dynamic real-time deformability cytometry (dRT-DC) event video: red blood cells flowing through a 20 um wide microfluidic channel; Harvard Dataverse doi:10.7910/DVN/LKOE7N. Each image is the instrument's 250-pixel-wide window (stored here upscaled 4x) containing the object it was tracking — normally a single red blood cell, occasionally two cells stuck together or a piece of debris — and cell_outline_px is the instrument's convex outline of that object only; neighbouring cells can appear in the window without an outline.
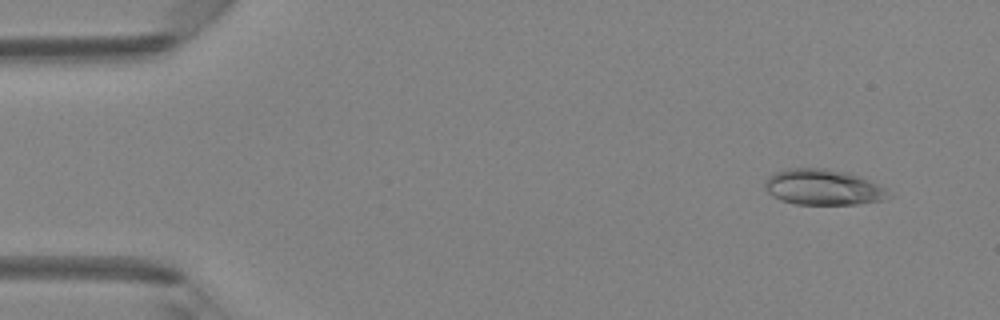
{"species": "Egyptian fruit bat (a non-hibernating species)", "species_latin": "Rousettus aegyptiacus", "temperature_condition": "room temperature", "stored_images_in_passage": 47, "camera_frame_rate_fps": 3000, "um_per_image_px": 0.085, "animal": {"sex": "female"}, "frame": {"image": 1, "passage_image": 4, "time_ms": 1.0, "image_size_px": [1000, 320], "cell_outline_px": [[892, 196], [884, 200], [856, 204], [796, 204], [780, 200], [772, 196], [764, 188], [764, 184], [768, 176], [776, 172], [788, 168], [828, 168], [848, 172], [860, 176], [884, 188]], "centroid_in_image_um": [69.94, 15.91], "position_along_channel_um": 15.1, "area_um2": 25.78}}
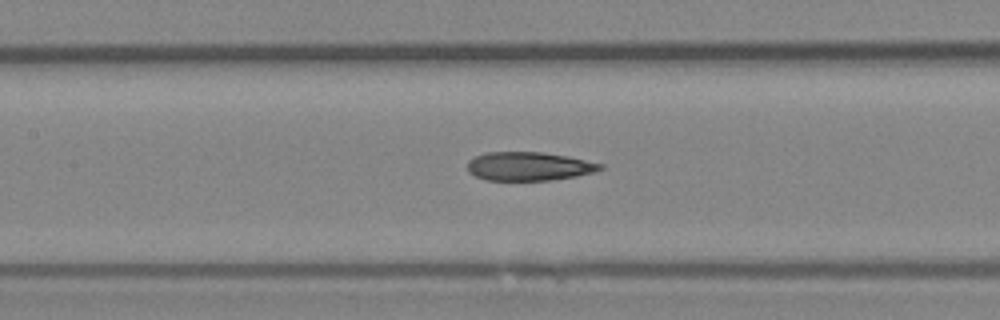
{"frame": {"image": 2, "passage_image": 22, "time_ms": 7.0, "image_size_px": [1000, 320], "cell_outline_px": [[604, 168], [596, 172], [576, 176], [552, 180], [484, 180], [468, 172], [468, 160], [476, 156], [488, 152], [540, 152], [568, 156], [604, 164]], "centroid_in_image_um": [44.98, 14.14], "position_along_channel_um": 162.4, "area_um2": 22.25}}
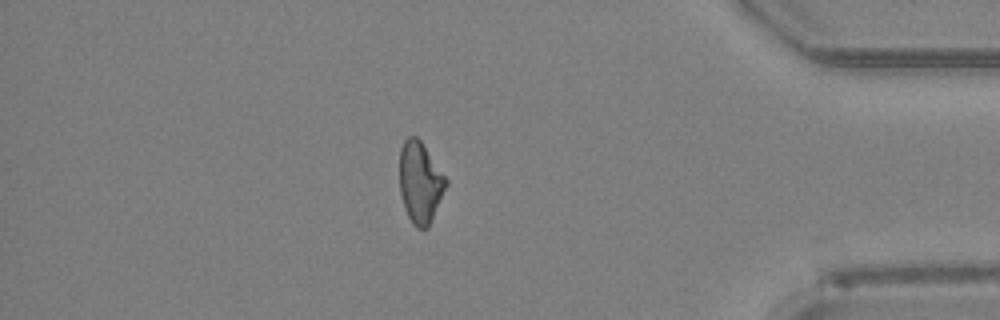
{"frame": {"image": 3, "passage_image": 41, "time_ms": 13.333, "image_size_px": [1000, 320], "cell_outline_px": [[448, 184], [432, 220], [428, 228], [416, 228], [412, 224], [404, 208], [400, 192], [400, 148], [404, 140], [408, 136], [416, 136], [420, 140], [448, 180]], "centroid_in_image_um": [35.71, 15.52], "position_along_channel_um": 399.5, "area_um2": 22.02}, "authors_computed_cell_mechanics": {"area_um2": 23.0622, "velocity_mm_per_s": 4.2927, "shape_relaxation_time_tau1_ms": null, "shape_relaxation_time_tau2_ms": 4.0918, "deformation_change_tau1": null, "deformation_change_tau2": 0.1159}}